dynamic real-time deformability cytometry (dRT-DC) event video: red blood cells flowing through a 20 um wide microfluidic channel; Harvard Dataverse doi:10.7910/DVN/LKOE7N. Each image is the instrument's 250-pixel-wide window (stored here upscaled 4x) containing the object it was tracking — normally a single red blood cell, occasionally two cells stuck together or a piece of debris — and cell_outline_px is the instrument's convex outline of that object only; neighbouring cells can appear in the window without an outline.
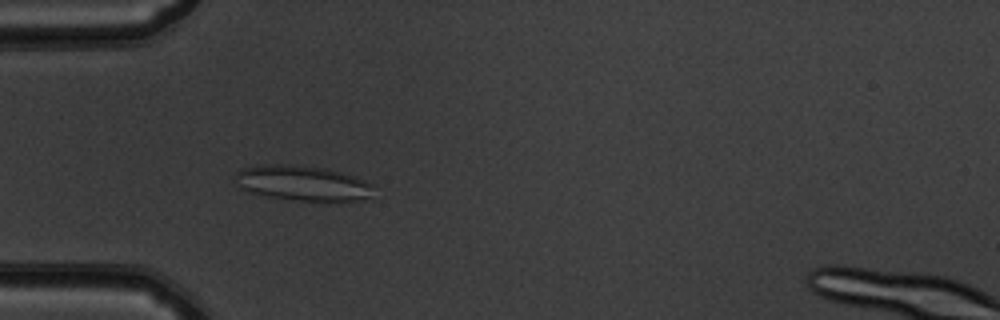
{"species": "common noctule bat (a hibernating species)", "species_latin": "Nyctalus noctula", "temperature_condition": "warm", "stored_images_in_passage": 53, "camera_frame_rate_fps": 3000, "um_per_image_px": 0.085, "animal": {"sex": "male", "body_mass_g": 19.5, "forearm_length_mm": 54.6}, "frame": {"image": 1, "passage_image": 17, "time_ms": 5.333, "image_size_px": [1000, 320], "cell_outline_px": [[372, 184], [368, 196], [356, 200], [300, 200], [268, 196], [248, 192], [240, 188], [236, 176], [236, 172], [240, 168], [260, 164], [288, 164], [328, 168], [364, 180]], "centroid_in_image_um": [25.62, 15.53], "position_along_channel_um": 59.4, "area_um2": 27.8}}
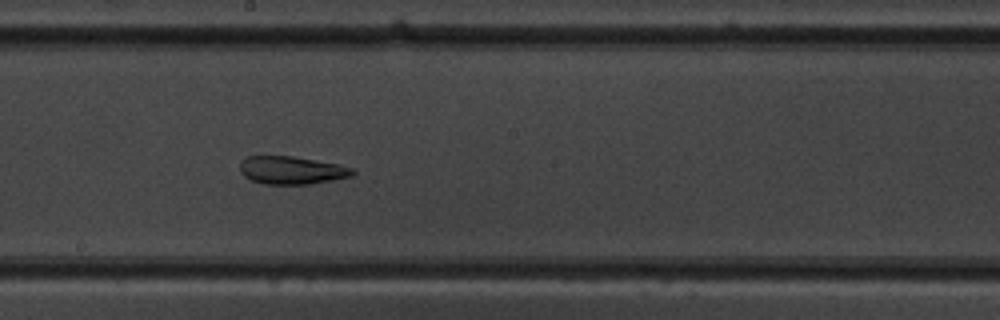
{"frame": {"image": 2, "passage_image": 30, "time_ms": 9.667, "image_size_px": [1000, 320], "cell_outline_px": [[356, 172], [352, 176], [332, 180], [308, 184], [264, 184], [252, 180], [244, 176], [240, 172], [240, 164], [248, 156], [292, 156], [340, 164], [356, 168]], "centroid_in_image_um": [24.84, 14.47], "position_along_channel_um": 223.4, "area_um2": 18.38}}
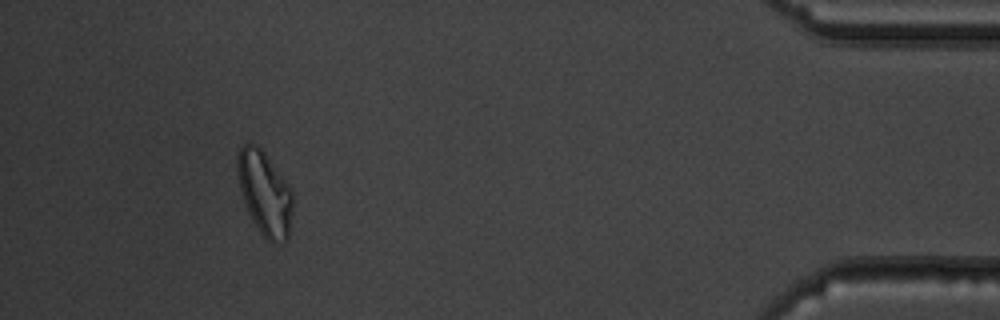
{"frame": {"image": 3, "passage_image": 49, "time_ms": 16.0, "image_size_px": [1000, 320], "cell_outline_px": [[292, 212], [288, 240], [284, 244], [272, 244], [260, 232], [252, 220], [248, 212], [240, 188], [236, 172], [236, 156], [240, 148], [244, 144], [256, 144], [264, 152], [292, 188]], "centroid_in_image_um": [22.51, 16.45], "position_along_channel_um": 412.7, "area_um2": 27.34}, "authors_computed_cell_mechanics": {"area_um2": 25.2586, "velocity_mm_per_s": 3.9011, "shape_relaxation_time_tau1_ms": null, "shape_relaxation_time_tau2_ms": 1.6728, "deformation_change_tau1": null, "deformation_change_tau2": 0.103}}